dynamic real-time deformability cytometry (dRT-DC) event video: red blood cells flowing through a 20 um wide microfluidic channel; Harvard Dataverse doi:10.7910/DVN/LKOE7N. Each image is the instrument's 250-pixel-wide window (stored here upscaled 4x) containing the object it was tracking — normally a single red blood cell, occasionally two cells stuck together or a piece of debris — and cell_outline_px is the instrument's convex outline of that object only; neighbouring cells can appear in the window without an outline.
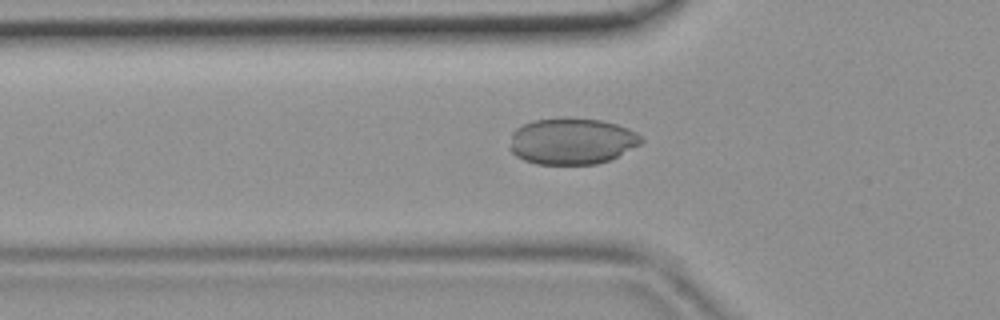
{"species": "common noctule bat (a hibernating species)", "species_latin": "Nyctalus noctula", "temperature_condition": "room temperature", "stored_images_in_passage": 44, "camera_frame_rate_fps": 3000, "um_per_image_px": 0.085, "animal": {"sex": "female", "body_mass_g": 19.9}, "frame": {"image": 1, "passage_image": 15, "time_ms": 4.667, "image_size_px": [1000, 320], "cell_outline_px": [[644, 140], [640, 144], [612, 160], [596, 164], [536, 164], [524, 160], [516, 156], [508, 148], [512, 132], [516, 128], [532, 120], [560, 116], [572, 116], [600, 120], [616, 124], [628, 128], [636, 132]], "centroid_in_image_um": [48.59, 11.98], "position_along_channel_um": 77.2, "area_um2": 36.3}}
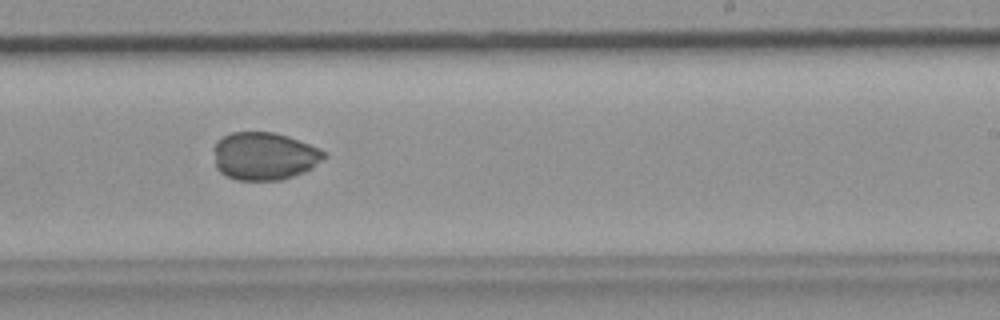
{"frame": {"image": 2, "passage_image": 28, "time_ms": 9.0, "image_size_px": [1000, 320], "cell_outline_px": [[328, 156], [312, 168], [304, 172], [280, 180], [236, 180], [220, 172], [216, 168], [212, 148], [216, 140], [232, 132], [276, 132], [288, 136], [308, 144], [324, 152]], "centroid_in_image_um": [22.42, 13.26], "position_along_channel_um": 266.6, "area_um2": 30.87}}
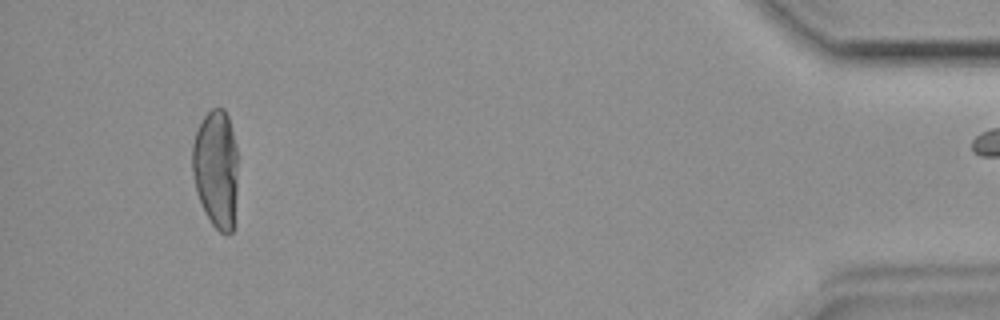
{"frame": {"image": 3, "passage_image": 43, "time_ms": 14.0, "image_size_px": [1000, 320], "cell_outline_px": [[236, 192], [232, 232], [228, 236], [220, 232], [212, 224], [200, 200], [196, 188], [192, 172], [192, 144], [196, 132], [204, 116], [212, 108], [224, 108], [228, 116], [236, 148]], "centroid_in_image_um": [18.35, 14.33], "position_along_channel_um": 416.8, "area_um2": 30.92}}